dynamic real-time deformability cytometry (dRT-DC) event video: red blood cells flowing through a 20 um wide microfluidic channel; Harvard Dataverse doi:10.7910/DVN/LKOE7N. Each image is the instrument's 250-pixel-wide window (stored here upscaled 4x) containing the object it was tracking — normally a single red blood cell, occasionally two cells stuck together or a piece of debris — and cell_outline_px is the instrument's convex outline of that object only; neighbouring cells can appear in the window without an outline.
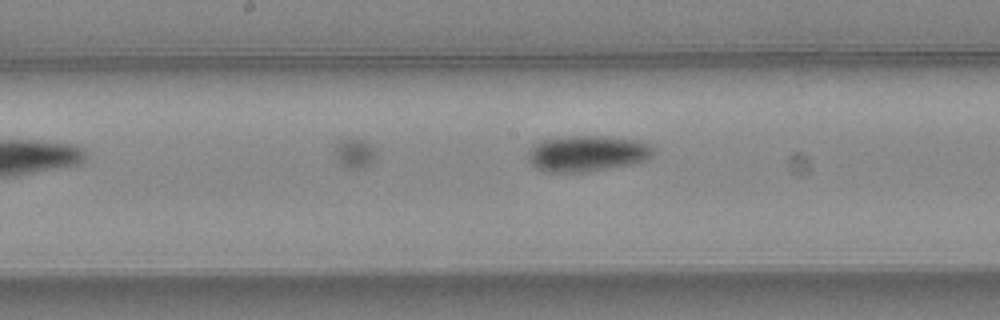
{"species": "common noctule bat (a hibernating species)", "species_latin": "Nyctalus noctula", "temperature_condition": "warm", "stored_images_in_passage": 8, "camera_frame_rate_fps": 3000, "um_per_image_px": 0.085, "animal": {"sex": "female", "body_mass_g": 24.6, "forearm_length_mm": 56.2}, "frame": {"image": 1, "passage_image": 6, "time_ms": 1.667, "image_size_px": [1000, 320], "cell_outline_px": [[652, 156], [648, 160], [632, 164], [584, 172], [544, 172], [536, 168], [528, 160], [528, 152], [540, 140], [568, 136], [608, 136], [632, 140], [644, 144], [652, 148]], "centroid_in_image_um": [49.85, 13.06], "position_along_channel_um": 198.3, "area_um2": 26.01}}
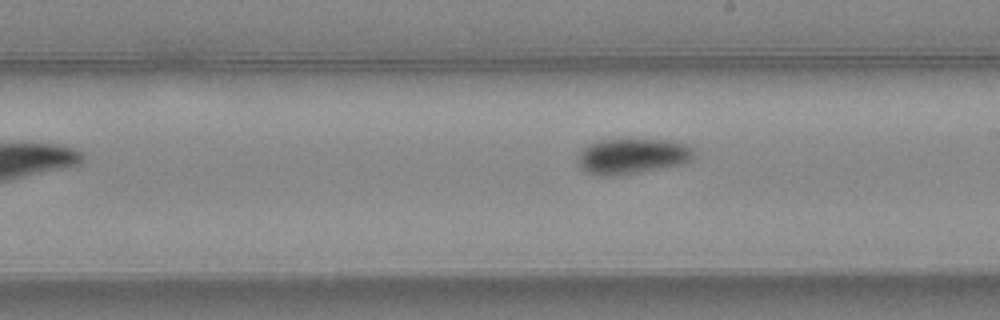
{"frame": {"image": 2, "passage_image": 8, "time_ms": 2.333, "image_size_px": [1000, 320], "cell_outline_px": [[696, 156], [692, 160], [684, 164], [620, 176], [596, 176], [580, 168], [576, 164], [576, 156], [588, 144], [600, 140], [672, 140], [684, 144], [692, 148], [696, 152]], "centroid_in_image_um": [53.74, 13.3], "position_along_channel_um": 235.3, "area_um2": 24.51}}